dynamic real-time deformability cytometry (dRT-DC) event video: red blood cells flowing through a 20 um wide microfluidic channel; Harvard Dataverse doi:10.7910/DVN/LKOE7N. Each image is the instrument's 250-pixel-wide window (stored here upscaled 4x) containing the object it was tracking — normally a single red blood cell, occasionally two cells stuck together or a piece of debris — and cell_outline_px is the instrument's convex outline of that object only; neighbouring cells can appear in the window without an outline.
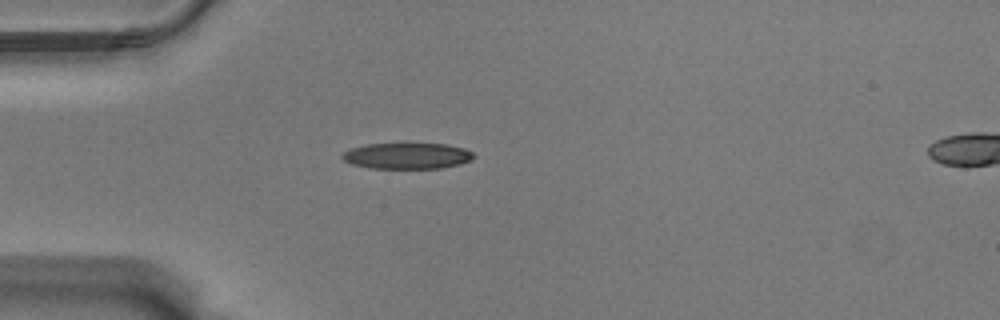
{"species": "Egyptian fruit bat (a non-hibernating species)", "species_latin": "Rousettus aegyptiacus", "temperature_condition": "warm", "stored_images_in_passage": 4, "camera_frame_rate_fps": 3000, "um_per_image_px": 0.085, "animal": {"sex": "male"}, "frame": {"image": 1, "passage_image": 4, "time_ms": 1.0, "image_size_px": [1000, 320], "cell_outline_px": [[476, 156], [472, 160], [460, 164], [444, 168], [368, 168], [352, 164], [344, 160], [340, 156], [344, 152], [352, 148], [368, 144], [448, 144], [464, 148], [472, 152]], "centroid_in_image_um": [34.64, 13.25], "position_along_channel_um": 50.4, "area_um2": 19.94}}